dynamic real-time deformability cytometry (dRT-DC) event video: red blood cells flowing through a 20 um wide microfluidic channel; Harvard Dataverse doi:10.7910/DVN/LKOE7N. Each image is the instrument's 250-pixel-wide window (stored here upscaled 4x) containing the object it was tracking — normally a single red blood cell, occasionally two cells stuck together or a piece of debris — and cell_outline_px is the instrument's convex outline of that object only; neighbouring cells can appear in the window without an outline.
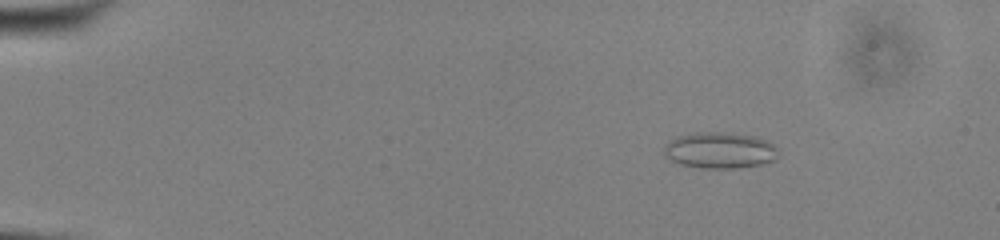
{"species": "common noctule bat (a hibernating species)", "species_latin": "Nyctalus noctula", "temperature_condition": "cold", "stored_images_in_passage": 55, "camera_frame_rate_fps": 3000, "um_per_image_px": 0.085, "animal": {"sex": "male", "body_mass_g": 13.0, "forearm_length_mm": 53.1}, "frame": {"image": 1, "passage_image": 9, "time_ms": 2.667, "image_size_px": [1000, 240], "cell_outline_px": [[780, 156], [776, 160], [760, 164], [740, 168], [700, 168], [680, 164], [664, 156], [664, 148], [676, 136], [696, 132], [732, 132], [752, 136], [764, 140], [772, 144], [776, 148]], "centroid_in_image_um": [61.2, 12.78], "position_along_channel_um": 23.8, "area_um2": 24.16}}
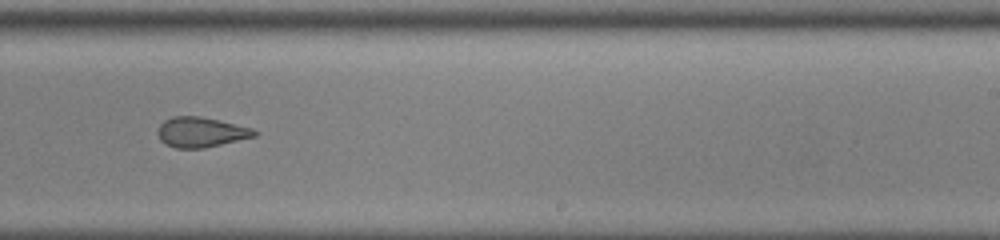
{"frame": {"image": 2, "passage_image": 36, "time_ms": 11.667, "image_size_px": [1000, 240], "cell_outline_px": [[260, 132], [256, 136], [204, 148], [176, 148], [164, 144], [160, 140], [156, 132], [160, 124], [164, 120], [172, 116], [200, 116], [252, 128]], "centroid_in_image_um": [17.05, 11.23], "position_along_channel_um": 271.9, "area_um2": 16.99}}
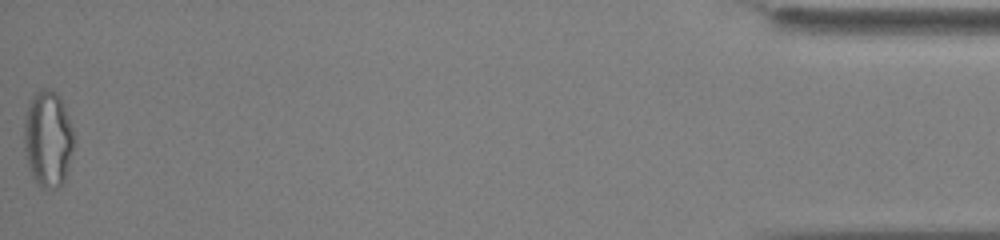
{"frame": {"image": 3, "passage_image": 55, "time_ms": 18.0, "image_size_px": [1000, 240], "cell_outline_px": [[76, 140], [68, 168], [64, 180], [56, 188], [40, 188], [36, 184], [28, 168], [24, 152], [24, 120], [28, 100], [40, 88], [52, 88], [60, 96], [64, 104]], "centroid_in_image_um": [4.06, 11.77], "position_along_channel_um": 431.1, "area_um2": 28.73}, "authors_computed_cell_mechanics": {"area_um2": 20.23, "velocity_mm_per_s": 3.8793, "shape_relaxation_time_tau1_ms": 6.2799, "shape_relaxation_time_tau2_ms": 2.0139, "deformation_change_tau1": 0.1591, "deformation_change_tau2": 0.0851}}